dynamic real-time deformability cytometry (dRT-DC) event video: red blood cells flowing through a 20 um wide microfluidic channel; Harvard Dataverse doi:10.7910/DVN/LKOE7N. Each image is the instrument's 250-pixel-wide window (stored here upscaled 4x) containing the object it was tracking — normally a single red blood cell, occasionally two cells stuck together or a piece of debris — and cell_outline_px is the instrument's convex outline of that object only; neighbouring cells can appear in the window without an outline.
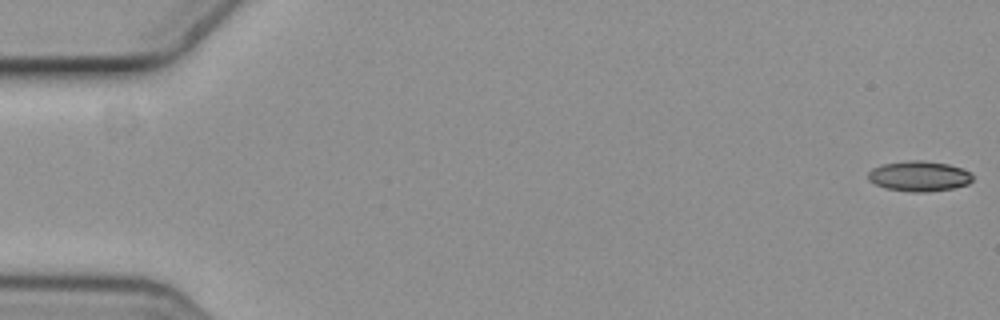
{"species": "common noctule bat (a hibernating species)", "species_latin": "Nyctalus noctula", "temperature_condition": "cold", "stored_images_in_passage": 7, "camera_frame_rate_fps": 3000, "um_per_image_px": 0.085, "animal": {"sex": "female", "body_mass_g": 19.3, "forearm_length_mm": 54.1}, "frame": {"image": 1, "passage_image": 1, "time_ms": 0.0, "image_size_px": [1000, 320], "cell_outline_px": [[972, 180], [968, 184], [952, 188], [924, 192], [912, 192], [888, 188], [876, 184], [868, 180], [868, 172], [872, 168], [880, 164], [908, 160], [924, 160], [948, 164], [972, 172]], "centroid_in_image_um": [78.11, 14.95], "position_along_channel_um": 6.9, "area_um2": 18.44}}
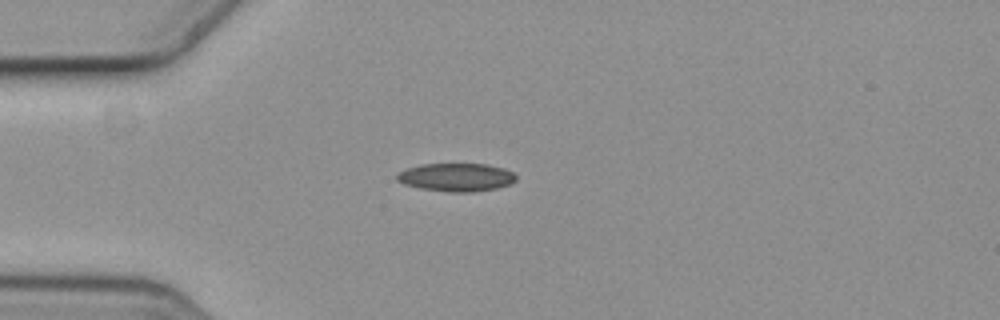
{"frame": {"image": 2, "passage_image": 5, "time_ms": 1.333, "image_size_px": [1000, 320], "cell_outline_px": [[516, 180], [512, 184], [496, 188], [472, 192], [448, 192], [420, 188], [404, 184], [396, 180], [396, 176], [400, 172], [408, 168], [420, 164], [488, 164], [504, 168], [512, 172], [516, 176]], "centroid_in_image_um": [38.81, 15.07], "position_along_channel_um": 46.2, "area_um2": 19.59}}
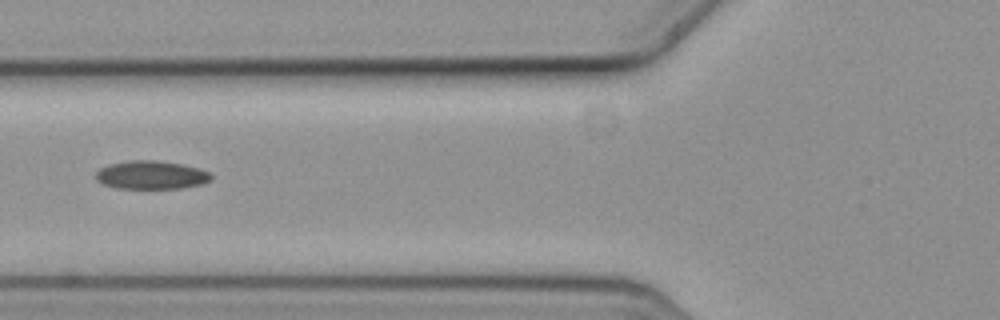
{"frame": {"image": 3, "passage_image": 7, "time_ms": 2.0, "image_size_px": [1000, 320], "cell_outline_px": [[212, 180], [204, 184], [180, 188], [116, 188], [104, 184], [96, 180], [96, 172], [100, 168], [108, 164], [132, 160], [156, 160], [184, 164], [200, 168], [208, 172], [212, 176]], "centroid_in_image_um": [12.88, 14.87], "position_along_channel_um": 112.9, "area_um2": 19.19}}